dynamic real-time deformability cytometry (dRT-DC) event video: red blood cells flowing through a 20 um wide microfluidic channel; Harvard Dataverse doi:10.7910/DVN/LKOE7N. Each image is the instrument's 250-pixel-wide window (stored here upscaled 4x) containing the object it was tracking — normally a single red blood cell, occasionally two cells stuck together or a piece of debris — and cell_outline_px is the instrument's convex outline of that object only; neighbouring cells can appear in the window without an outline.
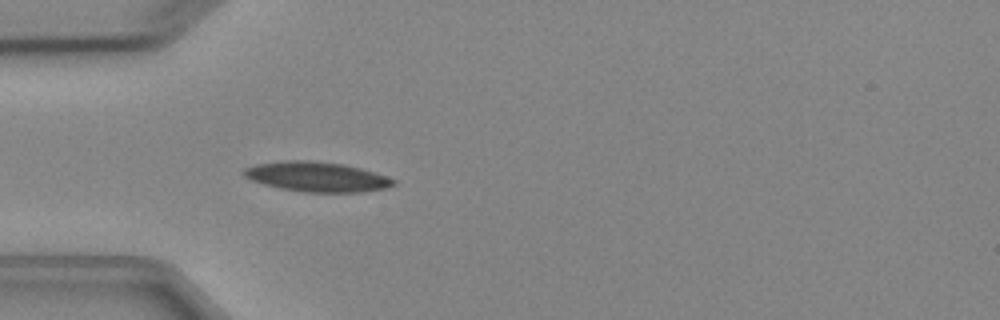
{"species": "Egyptian fruit bat (a non-hibernating species)", "species_latin": "Rousettus aegyptiacus", "temperature_condition": "cold", "stored_images_in_passage": 5, "camera_frame_rate_fps": 3000, "um_per_image_px": 0.085, "animal": {"sex": "female"}, "frame": {"image": 1, "passage_image": 5, "time_ms": 4.667, "image_size_px": [1000, 320], "cell_outline_px": [[396, 184], [384, 188], [360, 192], [304, 192], [280, 188], [264, 184], [252, 180], [244, 176], [240, 172], [244, 168], [256, 164], [284, 160], [312, 160], [344, 164], [376, 172], [396, 180]], "centroid_in_image_um": [26.91, 15.01], "position_along_channel_um": 58.1, "area_um2": 26.13}}